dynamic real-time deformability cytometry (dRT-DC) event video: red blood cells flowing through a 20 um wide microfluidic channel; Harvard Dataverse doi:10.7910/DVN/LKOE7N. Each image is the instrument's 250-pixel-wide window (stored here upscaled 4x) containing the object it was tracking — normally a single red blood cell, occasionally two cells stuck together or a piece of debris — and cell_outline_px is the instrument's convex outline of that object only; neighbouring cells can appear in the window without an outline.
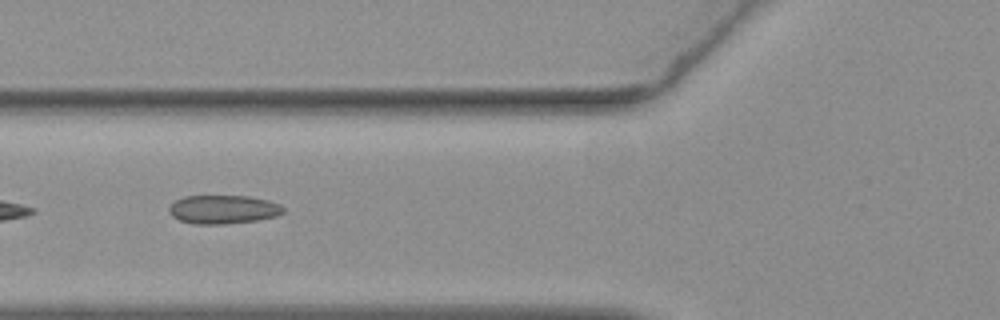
{"species": "common noctule bat (a hibernating species)", "species_latin": "Nyctalus noctula", "temperature_condition": "warm", "stored_images_in_passage": 11, "camera_frame_rate_fps": 3000, "um_per_image_px": 0.085, "animal": {"sex": "female", "body_mass_g": 19.3, "forearm_length_mm": 54.1}, "frame": {"image": 1, "passage_image": 4, "time_ms": 1.0, "image_size_px": [1000, 320], "cell_outline_px": [[284, 212], [276, 216], [256, 220], [224, 224], [192, 224], [180, 220], [172, 216], [168, 212], [168, 208], [176, 200], [184, 196], [248, 196], [268, 200], [280, 204], [284, 208]], "centroid_in_image_um": [18.96, 17.8], "position_along_channel_um": 106.8, "area_um2": 19.07}}